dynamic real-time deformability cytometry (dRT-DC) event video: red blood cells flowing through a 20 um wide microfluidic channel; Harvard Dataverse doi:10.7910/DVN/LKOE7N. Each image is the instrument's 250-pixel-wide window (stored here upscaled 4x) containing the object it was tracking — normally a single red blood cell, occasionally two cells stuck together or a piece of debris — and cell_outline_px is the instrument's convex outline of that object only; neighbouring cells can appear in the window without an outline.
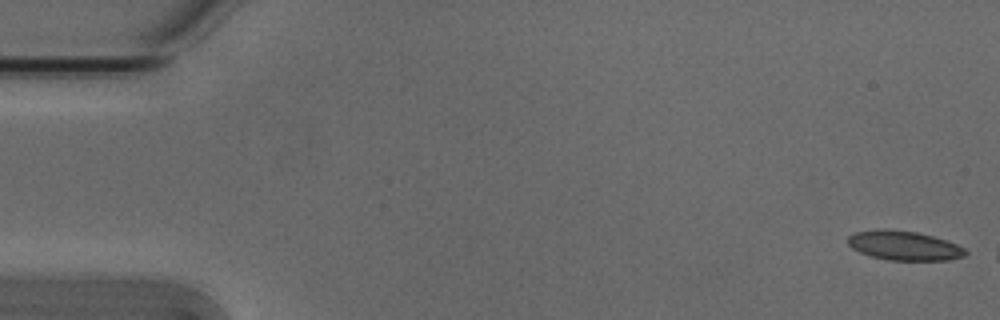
{"species": "Egyptian fruit bat (a non-hibernating species)", "species_latin": "Rousettus aegyptiacus", "temperature_condition": "cold", "stored_images_in_passage": 4, "camera_frame_rate_fps": 3000, "um_per_image_px": 0.085, "animal": {"sex": "male"}, "frame": {"image": 1, "passage_image": 1, "time_ms": 0.0, "image_size_px": [1000, 320], "cell_outline_px": [[968, 252], [964, 256], [948, 260], [888, 260], [872, 256], [860, 252], [852, 248], [848, 244], [848, 236], [856, 232], [876, 228], [884, 228], [916, 232], [932, 236], [956, 244], [964, 248]], "centroid_in_image_um": [76.82, 20.87], "position_along_channel_um": 8.2, "area_um2": 20.06}}